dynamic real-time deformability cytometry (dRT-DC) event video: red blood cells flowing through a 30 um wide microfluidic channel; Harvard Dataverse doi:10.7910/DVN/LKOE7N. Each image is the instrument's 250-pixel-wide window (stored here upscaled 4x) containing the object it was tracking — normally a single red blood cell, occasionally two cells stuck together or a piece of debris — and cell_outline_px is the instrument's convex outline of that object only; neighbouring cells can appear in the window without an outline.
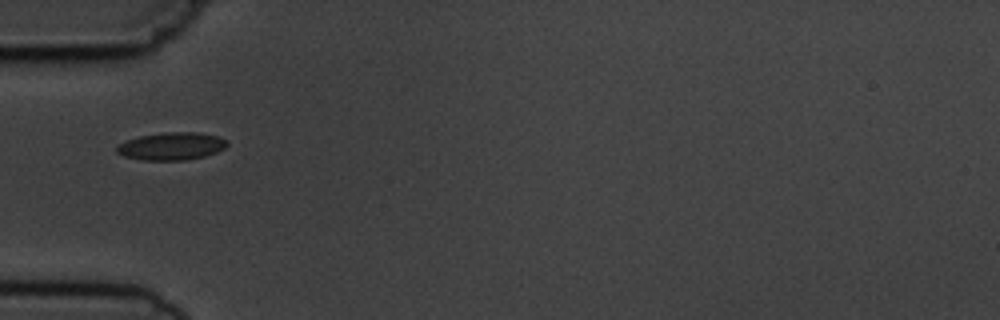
{"species": "common noctule bat (a hibernating species)", "species_latin": "Nyctalus noctula", "temperature_condition": "cold", "stored_images_in_passage": 8, "camera_frame_rate_fps": 3000, "um_per_image_px": 0.085, "animal": {"sex": "male", "body_mass_g": 19.5, "forearm_length_mm": 54.6}, "frame": {"image": 1, "passage_image": 5, "time_ms": 4.667, "image_size_px": [1000, 320], "cell_outline_px": [[228, 144], [224, 148], [216, 152], [204, 156], [184, 160], [140, 160], [124, 156], [116, 152], [116, 148], [120, 144], [128, 140], [140, 136], [164, 132], [196, 132], [216, 136], [228, 140]], "centroid_in_image_um": [14.58, 12.43], "position_along_channel_um": 70.4, "area_um2": 17.63}}
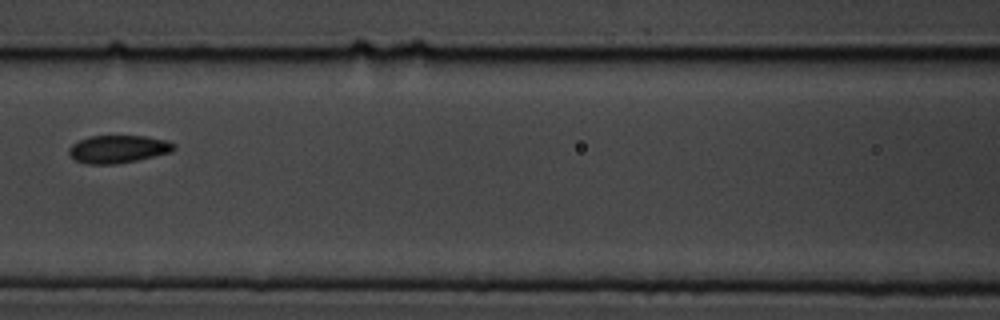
{"frame": {"image": 2, "passage_image": 7, "time_ms": 7.0, "image_size_px": [1000, 320], "cell_outline_px": [[176, 148], [172, 152], [136, 160], [116, 164], [88, 164], [76, 160], [68, 152], [68, 148], [72, 144], [80, 140], [92, 136], [144, 136], [168, 140], [176, 144]], "centroid_in_image_um": [10.08, 12.67], "position_along_channel_um": 156.5, "area_um2": 16.94}}
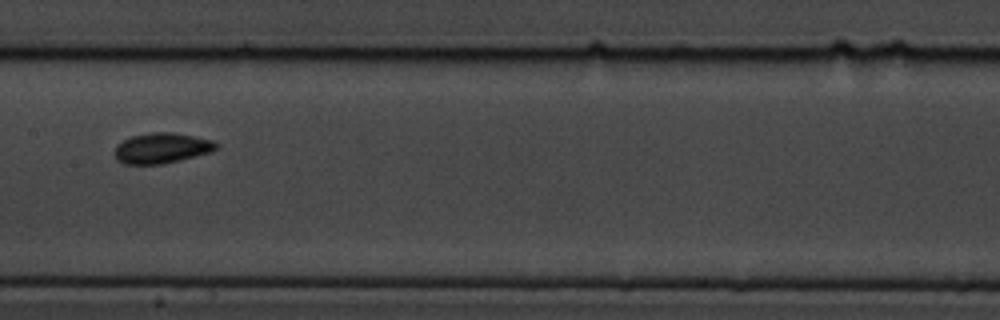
{"frame": {"image": 3, "passage_image": 8, "time_ms": 8.0, "image_size_px": [1000, 320], "cell_outline_px": [[216, 148], [212, 152], [180, 160], [160, 164], [124, 164], [116, 160], [116, 144], [132, 136], [152, 132], [172, 132], [212, 140], [216, 144]], "centroid_in_image_um": [13.73, 12.59], "position_along_channel_um": 193.7, "area_um2": 17.8}}